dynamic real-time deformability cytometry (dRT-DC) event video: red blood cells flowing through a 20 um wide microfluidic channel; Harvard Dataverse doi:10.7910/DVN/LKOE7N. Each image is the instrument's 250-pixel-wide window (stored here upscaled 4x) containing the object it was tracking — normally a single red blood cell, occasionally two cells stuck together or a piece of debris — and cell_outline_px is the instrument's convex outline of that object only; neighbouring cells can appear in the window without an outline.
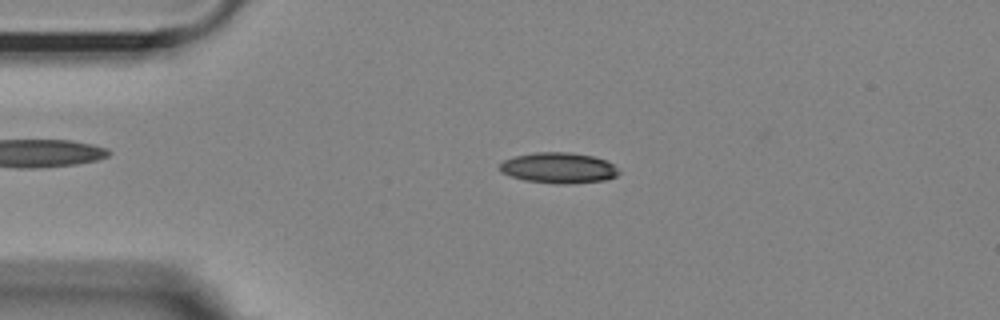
{"species": "Egyptian fruit bat (a non-hibernating species)", "species_latin": "Rousettus aegyptiacus", "temperature_condition": "room temperature", "stored_images_in_passage": 53, "camera_frame_rate_fps": 3000, "um_per_image_px": 0.085, "animal": {"sex": "female"}, "frame": {"image": 1, "passage_image": 10, "time_ms": 3.0, "image_size_px": [1000, 320], "cell_outline_px": [[620, 172], [616, 176], [604, 180], [568, 184], [556, 184], [524, 180], [500, 172], [496, 168], [504, 160], [512, 156], [536, 152], [568, 152], [596, 156], [612, 164]], "centroid_in_image_um": [47.43, 14.27], "position_along_channel_um": 37.6, "area_um2": 21.44}}
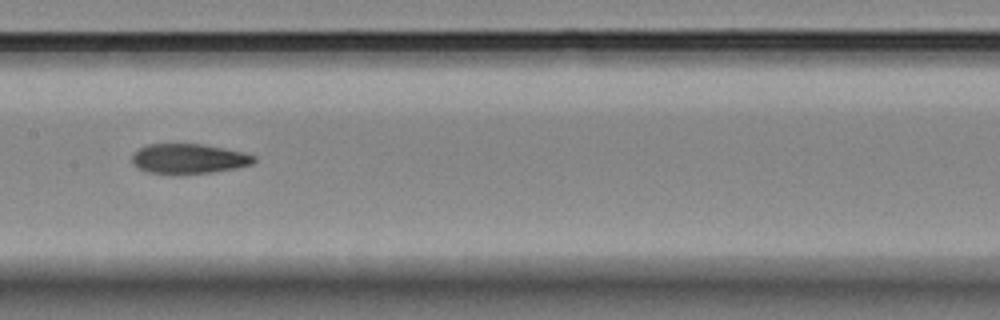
{"frame": {"image": 2, "passage_image": 25, "time_ms": 8.0, "image_size_px": [1000, 320], "cell_outline_px": [[256, 160], [252, 164], [236, 168], [212, 172], [148, 172], [132, 164], [132, 156], [140, 148], [148, 144], [204, 144], [244, 152], [256, 156]], "centroid_in_image_um": [16.09, 13.46], "position_along_channel_um": 191.3, "area_um2": 20.69}}
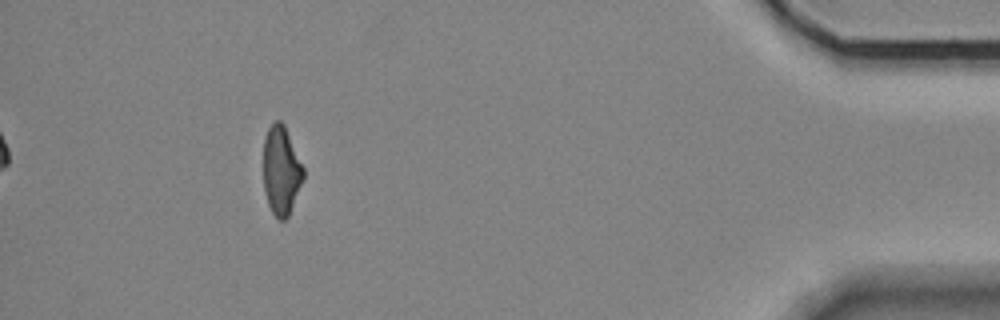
{"frame": {"image": 3, "passage_image": 48, "time_ms": 15.667, "image_size_px": [1000, 320], "cell_outline_px": [[304, 176], [288, 216], [284, 220], [280, 220], [272, 212], [268, 204], [264, 188], [264, 136], [268, 128], [276, 120], [280, 120], [284, 124], [304, 168]], "centroid_in_image_um": [23.9, 14.46], "position_along_channel_um": 411.3, "area_um2": 20.4}, "authors_computed_cell_mechanics": {"area_um2": 21.5016, "velocity_mm_per_s": 3.6372, "shape_relaxation_time_tau1_ms": null, "shape_relaxation_time_tau2_ms": 3.0189, "deformation_change_tau1": null, "deformation_change_tau2": 0.102}}